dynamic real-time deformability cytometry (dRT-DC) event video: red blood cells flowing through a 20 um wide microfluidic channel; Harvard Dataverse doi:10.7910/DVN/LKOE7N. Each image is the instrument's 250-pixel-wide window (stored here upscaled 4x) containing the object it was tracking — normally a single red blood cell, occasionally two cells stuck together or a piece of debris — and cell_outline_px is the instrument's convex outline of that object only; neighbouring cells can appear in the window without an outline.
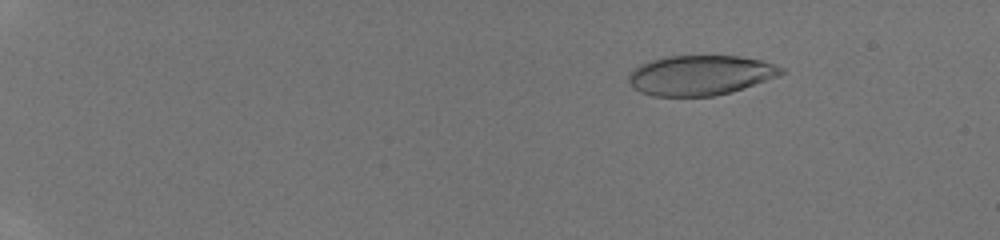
{"species": "human", "species_latin": "Homo sapiens", "temperature_condition": "room temperature", "stored_images_in_passage": 48, "camera_frame_rate_fps": 3000, "um_per_image_px": 0.085, "donor": {"sex": "male"}, "frame": {"image": 1, "passage_image": 9, "time_ms": 2.667, "image_size_px": [1000, 240], "cell_outline_px": [[788, 72], [732, 92], [712, 96], [652, 96], [640, 92], [628, 80], [628, 76], [640, 64], [664, 56], [740, 56], [760, 60], [784, 68]], "centroid_in_image_um": [59.54, 6.39], "position_along_channel_um": 25.5, "area_um2": 35.26}}
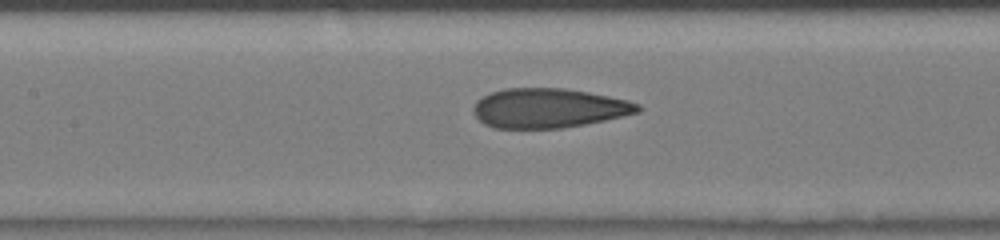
{"frame": {"image": 2, "passage_image": 27, "time_ms": 8.667, "image_size_px": [1000, 240], "cell_outline_px": [[640, 112], [604, 120], [584, 124], [560, 128], [492, 128], [484, 124], [472, 112], [472, 108], [476, 100], [492, 92], [504, 88], [564, 88], [588, 92], [628, 100], [640, 104]], "centroid_in_image_um": [46.6, 9.19], "position_along_channel_um": 160.8, "area_um2": 37.8}}
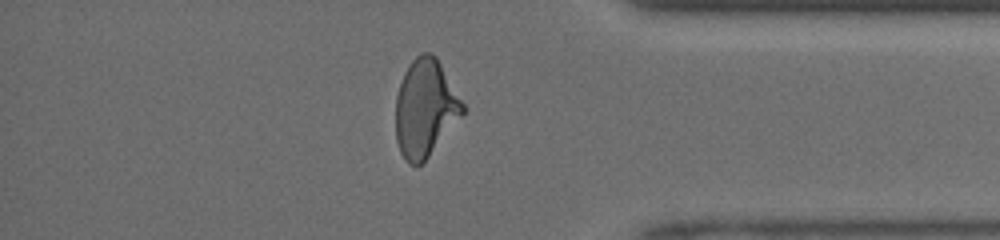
{"frame": {"image": 3, "passage_image": 43, "time_ms": 14.0, "image_size_px": [1000, 240], "cell_outline_px": [[464, 112], [428, 156], [416, 168], [408, 164], [404, 160], [400, 152], [396, 140], [396, 96], [404, 72], [408, 64], [420, 52], [432, 52], [436, 56], [464, 104]], "centroid_in_image_um": [36.11, 9.19], "position_along_channel_um": 399.1, "area_um2": 37.8}}